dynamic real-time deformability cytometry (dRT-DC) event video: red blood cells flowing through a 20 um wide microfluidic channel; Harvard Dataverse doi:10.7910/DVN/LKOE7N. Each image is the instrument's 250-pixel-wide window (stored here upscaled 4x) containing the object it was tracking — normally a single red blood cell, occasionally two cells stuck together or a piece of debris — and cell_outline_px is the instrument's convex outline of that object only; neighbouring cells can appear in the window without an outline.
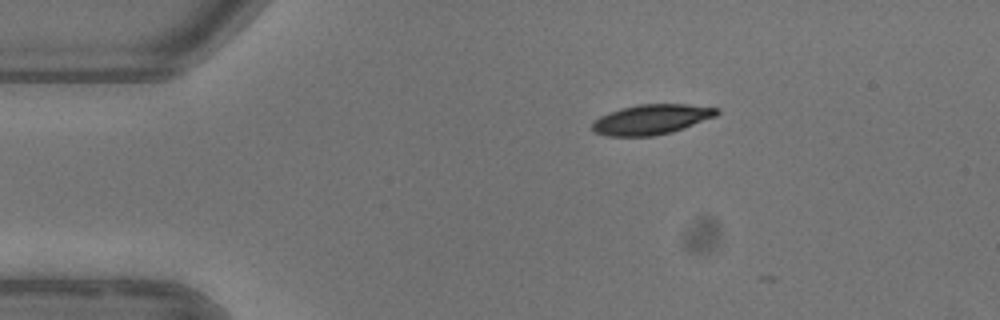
{"species": "common noctule bat (a hibernating species)", "species_latin": "Nyctalus noctula", "temperature_condition": "warm", "stored_images_in_passage": 5, "camera_frame_rate_fps": 3000, "um_per_image_px": 0.085, "animal": {"sex": "female"}, "frame": {"image": 1, "passage_image": 1, "time_ms": 0.0, "image_size_px": [1000, 320], "cell_outline_px": [[720, 112], [716, 116], [672, 132], [656, 136], [608, 136], [592, 132], [592, 124], [600, 116], [608, 112], [620, 108], [636, 104], [688, 104], [720, 108]], "centroid_in_image_um": [55.37, 10.14], "position_along_channel_um": 29.6, "area_um2": 21.96}}
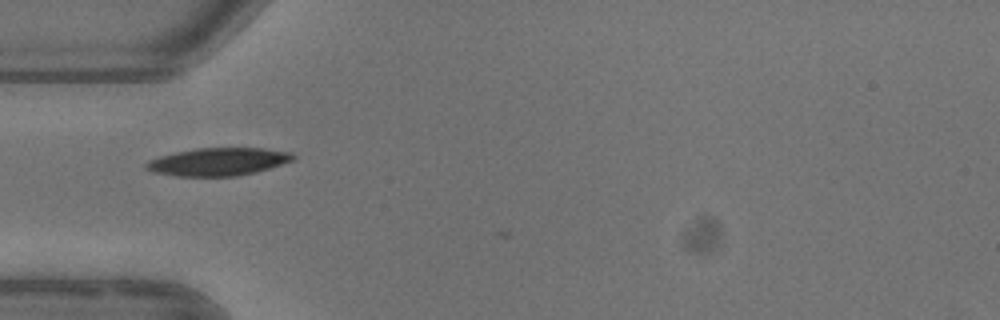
{"frame": {"image": 2, "passage_image": 3, "time_ms": 2.333, "image_size_px": [1000, 320], "cell_outline_px": [[296, 160], [256, 172], [236, 176], [176, 176], [156, 172], [144, 168], [144, 164], [148, 160], [160, 156], [176, 152], [196, 148], [264, 148], [292, 152], [296, 156]], "centroid_in_image_um": [18.59, 13.74], "position_along_channel_um": 66.4, "area_um2": 23.93}}
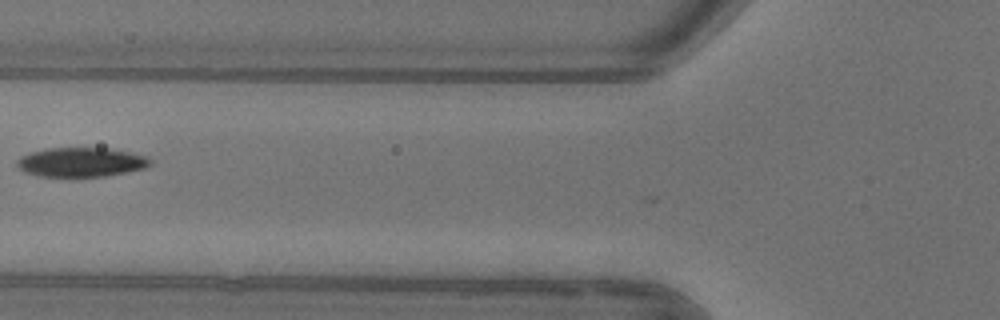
{"frame": {"image": 3, "passage_image": 4, "time_ms": 3.667, "image_size_px": [1000, 320], "cell_outline_px": [[152, 164], [144, 168], [104, 176], [40, 176], [24, 172], [16, 164], [16, 160], [20, 156], [28, 152], [44, 148], [108, 148], [148, 156], [152, 160]], "centroid_in_image_um": [6.86, 13.77], "position_along_channel_um": 118.9, "area_um2": 22.77}}